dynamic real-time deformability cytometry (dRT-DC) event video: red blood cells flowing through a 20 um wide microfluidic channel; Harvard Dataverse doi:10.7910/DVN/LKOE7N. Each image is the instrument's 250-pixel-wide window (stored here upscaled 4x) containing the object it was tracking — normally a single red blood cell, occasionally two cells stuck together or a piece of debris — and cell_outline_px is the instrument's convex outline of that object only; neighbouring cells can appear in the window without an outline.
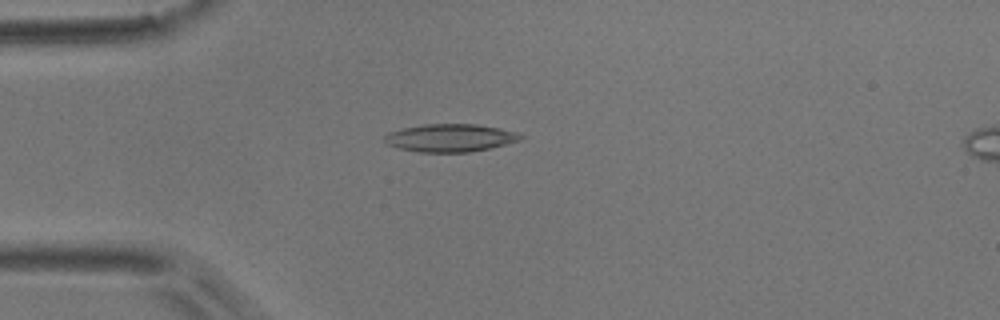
{"species": "common noctule bat (a hibernating species)", "species_latin": "Nyctalus noctula", "temperature_condition": "room temperature", "stored_images_in_passage": 3, "segment_of_instrument_passage": [1, 2], "camera_frame_rate_fps": 3000, "um_per_image_px": 0.085, "animal": {"sex": "male", "body_mass_g": 17.9}, "frame": {"image": 1, "passage_image": 2, "time_ms": 1.0, "image_size_px": [1000, 320], "cell_outline_px": [[524, 136], [520, 140], [488, 148], [468, 152], [420, 152], [400, 148], [388, 144], [384, 140], [384, 136], [388, 132], [404, 128], [424, 124], [476, 124], [500, 128], [520, 132]], "centroid_in_image_um": [38.29, 11.71], "position_along_channel_um": 46.7, "area_um2": 21.91}}